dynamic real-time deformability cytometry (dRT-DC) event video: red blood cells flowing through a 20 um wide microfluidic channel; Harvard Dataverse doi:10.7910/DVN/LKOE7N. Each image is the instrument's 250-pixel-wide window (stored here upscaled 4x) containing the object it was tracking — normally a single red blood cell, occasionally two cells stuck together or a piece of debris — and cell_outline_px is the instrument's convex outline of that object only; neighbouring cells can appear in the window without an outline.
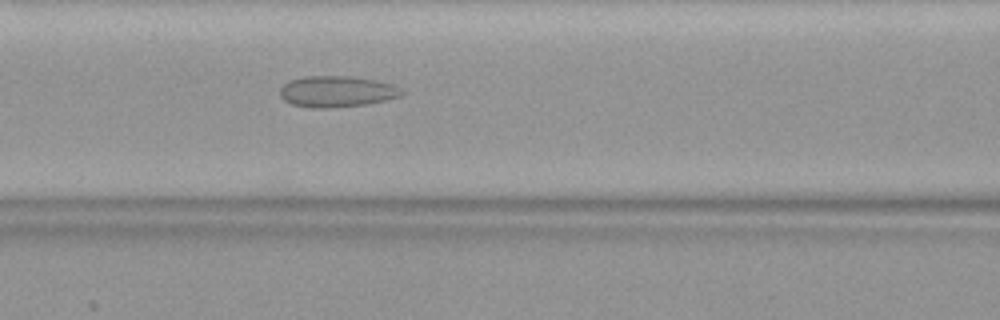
{"species": "common noctule bat (a hibernating species)", "species_latin": "Nyctalus noctula", "temperature_condition": "warm", "stored_images_in_passage": 30, "camera_frame_rate_fps": 3000, "um_per_image_px": 0.085, "animal": {"sex": "female", "body_mass_g": 19.9}, "frame": {"image": 1, "passage_image": 10, "time_ms": 3.0, "image_size_px": [1000, 320], "cell_outline_px": [[404, 96], [368, 104], [324, 108], [312, 108], [292, 104], [284, 100], [280, 96], [280, 88], [288, 80], [304, 76], [348, 76], [376, 80], [392, 84], [400, 88], [404, 92]], "centroid_in_image_um": [28.64, 7.77], "position_along_channel_um": 138.0, "area_um2": 22.25}}
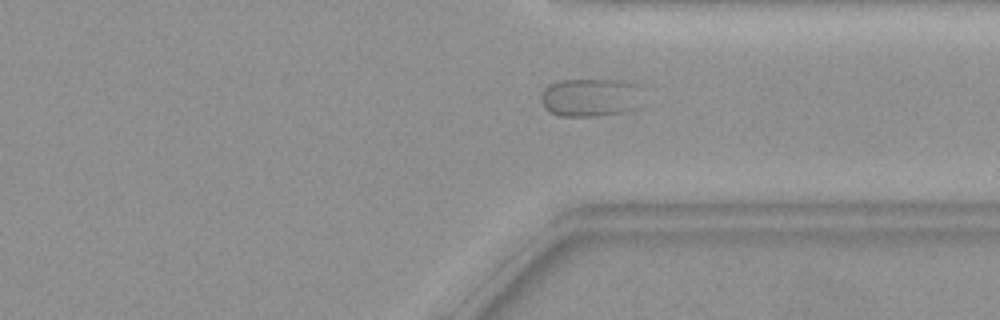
{"frame": {"image": 2, "passage_image": 25, "time_ms": 8.0, "image_size_px": [1000, 320], "cell_outline_px": [[640, 108], [628, 112], [596, 116], [560, 116], [548, 112], [544, 108], [540, 100], [540, 96], [544, 88], [548, 84], [556, 80], [620, 80], [636, 84]], "centroid_in_image_um": [50.12, 8.3], "position_along_channel_um": 361.3, "area_um2": 23.0}}
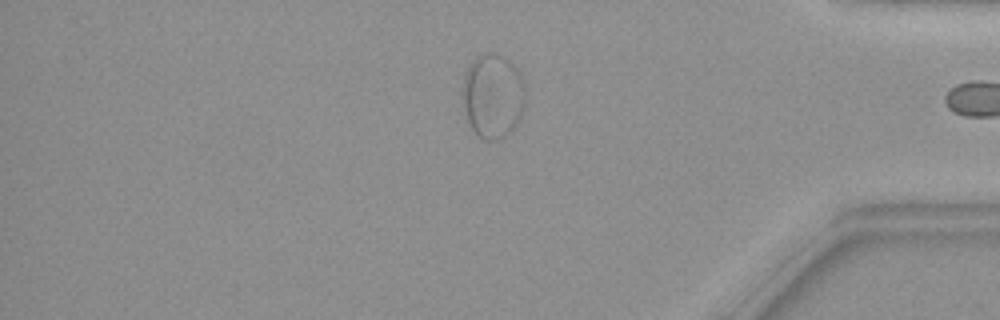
{"frame": {"image": 3, "passage_image": 29, "time_ms": 9.333, "image_size_px": [1000, 320], "cell_outline_px": [[524, 104], [520, 116], [516, 124], [504, 136], [496, 140], [484, 140], [476, 136], [468, 120], [460, 96], [464, 76], [472, 60], [480, 52], [492, 52], [504, 56], [520, 72], [524, 88]], "centroid_in_image_um": [41.85, 8.13], "position_along_channel_um": 393.4, "area_um2": 31.1}}